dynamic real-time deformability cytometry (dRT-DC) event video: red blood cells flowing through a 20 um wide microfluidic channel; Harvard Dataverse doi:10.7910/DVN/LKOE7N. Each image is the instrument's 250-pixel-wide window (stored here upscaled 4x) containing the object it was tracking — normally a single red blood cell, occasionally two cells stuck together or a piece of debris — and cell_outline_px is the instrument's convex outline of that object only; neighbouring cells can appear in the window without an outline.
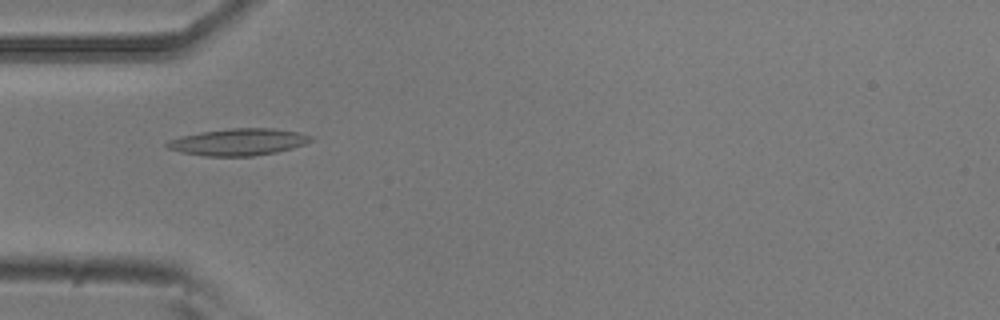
{"species": "common noctule bat (a hibernating species)", "species_latin": "Nyctalus noctula", "temperature_condition": "room temperature", "stored_images_in_passage": 20, "camera_frame_rate_fps": 3000, "um_per_image_px": 0.085, "animal": {"sex": "male", "body_mass_g": 20.5, "forearm_length_mm": 52.5}, "frame": {"image": 1, "passage_image": 2, "time_ms": 0.333, "image_size_px": [1000, 320], "cell_outline_px": [[316, 136], [312, 140], [304, 144], [292, 148], [276, 152], [252, 156], [204, 156], [180, 152], [168, 148], [164, 144], [168, 140], [180, 136], [200, 132], [232, 128], [272, 128], [296, 132]], "centroid_in_image_um": [20.25, 12.07], "position_along_channel_um": 64.8, "area_um2": 22.54}}
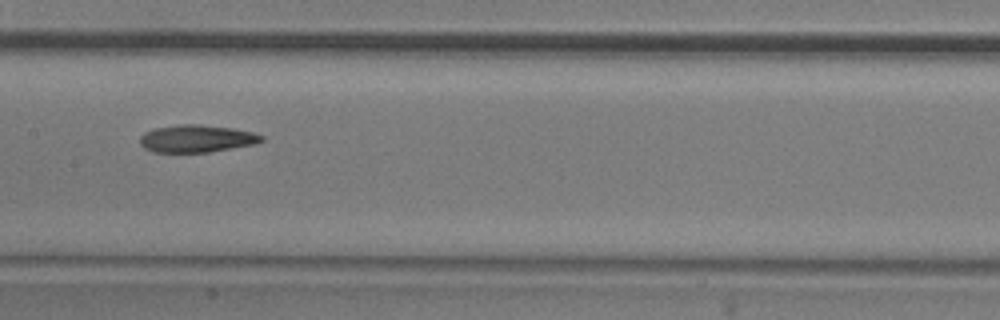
{"frame": {"image": 2, "passage_image": 12, "time_ms": 3.667, "image_size_px": [1000, 320], "cell_outline_px": [[264, 140], [256, 144], [208, 152], [152, 152], [144, 148], [140, 144], [140, 136], [144, 132], [152, 128], [180, 124], [200, 124], [232, 128], [252, 132], [264, 136]], "centroid_in_image_um": [16.69, 11.77], "position_along_channel_um": 190.7, "area_um2": 19.59}}
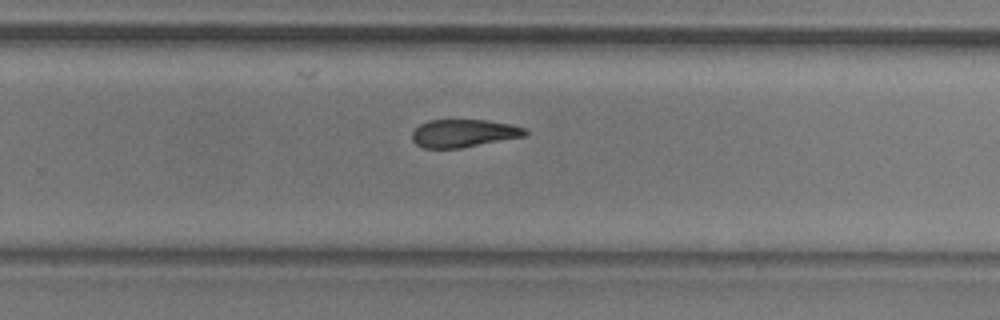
{"frame": {"image": 3, "passage_image": 20, "time_ms": 6.333, "image_size_px": [1000, 320], "cell_outline_px": [[528, 136], [460, 148], [424, 148], [416, 144], [412, 140], [412, 132], [420, 124], [428, 120], [488, 120], [512, 124], [524, 128], [528, 132]], "centroid_in_image_um": [39.44, 11.32], "position_along_channel_um": 290.4, "area_um2": 18.5}}